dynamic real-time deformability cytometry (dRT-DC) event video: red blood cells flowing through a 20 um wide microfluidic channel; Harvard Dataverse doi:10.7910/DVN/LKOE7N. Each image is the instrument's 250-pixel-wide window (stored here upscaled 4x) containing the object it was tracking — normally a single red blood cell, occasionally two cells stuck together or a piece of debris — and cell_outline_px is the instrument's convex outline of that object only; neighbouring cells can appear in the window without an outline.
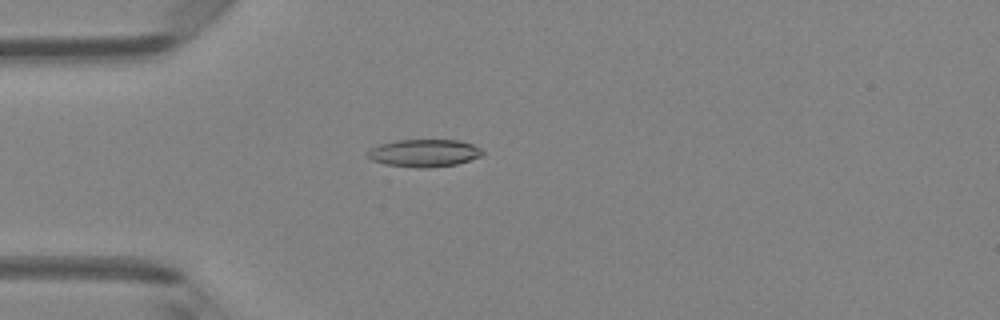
{"species": "Egyptian fruit bat (a non-hibernating species)", "species_latin": "Rousettus aegyptiacus", "temperature_condition": "room temperature", "stored_images_in_passage": 49, "camera_frame_rate_fps": 3000, "um_per_image_px": 0.085, "animal": {"sex": "female"}, "frame": {"image": 1, "passage_image": 14, "time_ms": 4.333, "image_size_px": [1000, 320], "cell_outline_px": [[484, 152], [480, 156], [456, 164], [428, 168], [416, 168], [384, 164], [372, 160], [364, 156], [364, 152], [368, 148], [380, 144], [396, 140], [460, 140], [472, 144], [480, 148]], "centroid_in_image_um": [35.96, 13.01], "position_along_channel_um": 49.0, "area_um2": 18.67}}
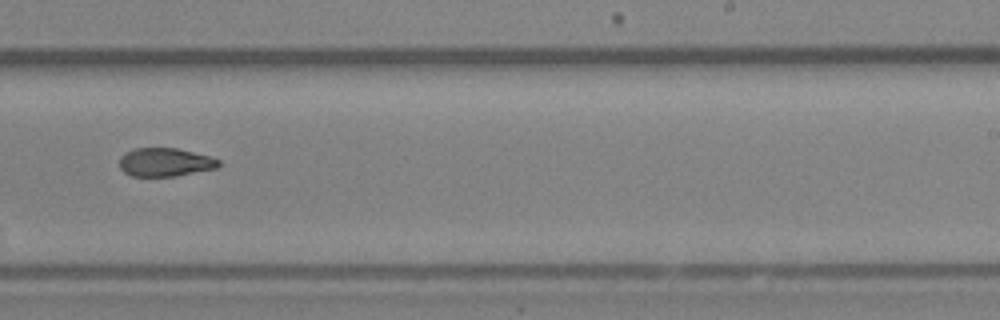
{"frame": {"image": 2, "passage_image": 31, "time_ms": 10.0, "image_size_px": [1000, 320], "cell_outline_px": [[220, 164], [216, 168], [176, 176], [132, 176], [124, 172], [120, 168], [120, 156], [136, 148], [176, 148], [208, 156], [220, 160]], "centroid_in_image_um": [14.02, 13.79], "position_along_channel_um": 275.0, "area_um2": 16.24}}
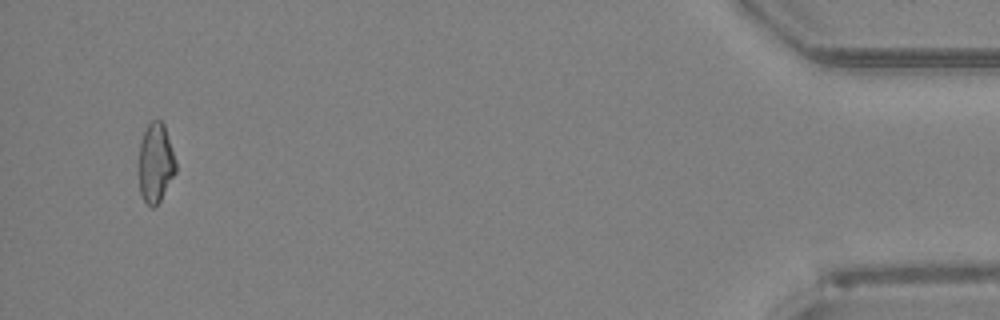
{"frame": {"image": 3, "passage_image": 47, "time_ms": 15.333, "image_size_px": [1000, 320], "cell_outline_px": [[176, 172], [160, 200], [152, 208], [144, 200], [140, 192], [140, 144], [144, 132], [148, 124], [152, 120], [160, 120], [164, 124], [176, 160]], "centroid_in_image_um": [13.25, 13.83], "position_along_channel_um": 422.0, "area_um2": 16.76}, "authors_computed_cell_mechanics": {"area_um2": 17.8602, "velocity_mm_per_s": 4.241, "shape_relaxation_time_tau1_ms": 8.9985, "shape_relaxation_time_tau2_ms": 7.9368, "deformation_change_tau1": 0.2316, "deformation_change_tau2": 0.1758}}